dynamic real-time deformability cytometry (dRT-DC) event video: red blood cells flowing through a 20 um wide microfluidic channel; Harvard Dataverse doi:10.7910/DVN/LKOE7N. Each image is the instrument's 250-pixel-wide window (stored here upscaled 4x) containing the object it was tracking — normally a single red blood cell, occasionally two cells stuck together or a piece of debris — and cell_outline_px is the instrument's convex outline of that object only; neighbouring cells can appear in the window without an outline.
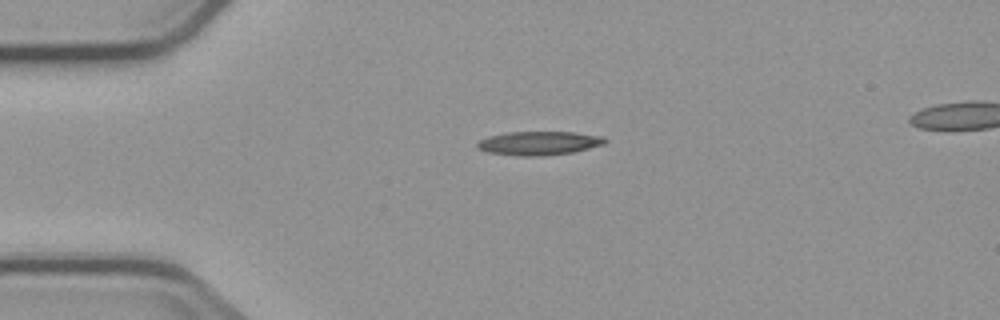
{"species": "common noctule bat (a hibernating species)", "species_latin": "Nyctalus noctula", "temperature_condition": "cold", "stored_images_in_passage": 2, "camera_frame_rate_fps": 3000, "um_per_image_px": 0.085, "animal": {"sex": "male", "body_mass_g": 23.1, "forearm_length_mm": 52.7}, "frame": {"image": 1, "passage_image": 1, "time_ms": 0.0, "image_size_px": [1000, 320], "cell_outline_px": [[608, 140], [604, 144], [572, 152], [544, 156], [520, 156], [488, 152], [476, 148], [476, 144], [480, 140], [488, 136], [508, 132], [572, 132], [604, 136]], "centroid_in_image_um": [45.81, 12.17], "position_along_channel_um": 39.2, "area_um2": 17.69}}